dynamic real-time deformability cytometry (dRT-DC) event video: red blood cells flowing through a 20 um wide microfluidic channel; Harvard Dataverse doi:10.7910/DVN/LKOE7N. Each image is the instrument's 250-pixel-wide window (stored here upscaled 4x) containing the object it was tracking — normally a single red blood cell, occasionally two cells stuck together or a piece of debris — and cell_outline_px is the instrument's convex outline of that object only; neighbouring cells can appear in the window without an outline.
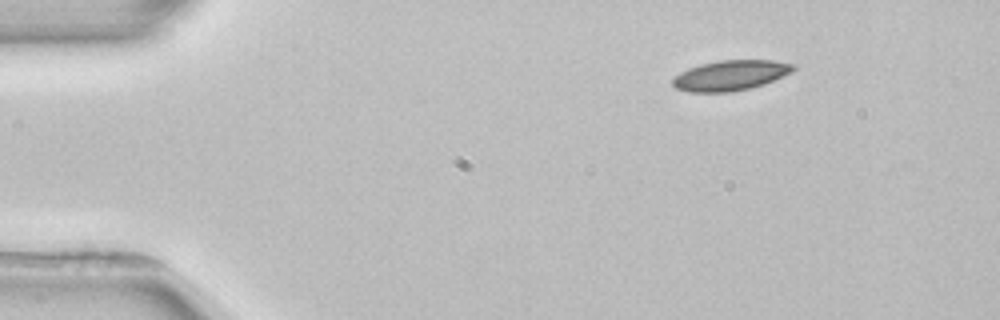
{"species": "common noctule bat (a hibernating species)", "species_latin": "Nyctalus noctula", "temperature_condition": "room temperature", "stored_images_in_passage": 3, "camera_frame_rate_fps": 3000, "um_per_image_px": 0.085, "animal": {"sex": "female", "body_mass_g": 22.7, "forearm_length_mm": 54.2}, "frame": {"image": 1, "passage_image": 1, "time_ms": 0.0, "image_size_px": [1000, 320], "cell_outline_px": [[796, 68], [792, 72], [764, 84], [752, 88], [732, 92], [688, 92], [676, 88], [672, 84], [672, 76], [688, 68], [700, 64], [720, 60], [772, 60], [796, 64]], "centroid_in_image_um": [62.08, 6.41], "position_along_channel_um": 22.9, "area_um2": 21.5}}